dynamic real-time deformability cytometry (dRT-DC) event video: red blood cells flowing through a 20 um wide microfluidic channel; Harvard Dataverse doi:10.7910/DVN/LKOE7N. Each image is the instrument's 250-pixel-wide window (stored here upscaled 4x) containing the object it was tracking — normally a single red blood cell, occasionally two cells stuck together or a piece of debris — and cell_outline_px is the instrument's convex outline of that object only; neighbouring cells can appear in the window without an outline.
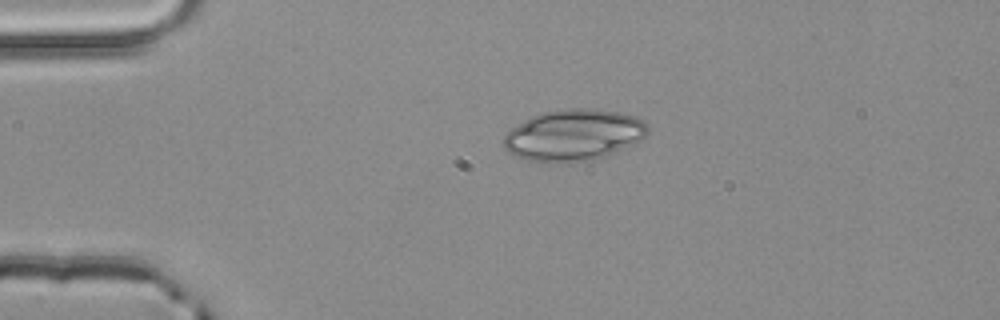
{"species": "common noctule bat (a hibernating species)", "species_latin": "Nyctalus noctula", "temperature_condition": "room temperature", "stored_images_in_passage": 3, "segment_of_instrument_passage": [2, 2], "camera_frame_rate_fps": 3000, "um_per_image_px": 0.085, "animal": {"sex": "male", "body_mass_g": 20.4}, "frame": {"image": 1, "passage_image": 3, "time_ms": 0.667, "image_size_px": [1000, 320], "cell_outline_px": [[648, 132], [640, 140], [632, 144], [604, 156], [592, 160], [572, 164], [544, 164], [528, 160], [516, 156], [508, 152], [504, 148], [504, 136], [512, 128], [524, 120], [540, 112], [564, 108], [588, 108], [616, 112], [636, 116], [644, 120], [648, 124]], "centroid_in_image_um": [48.73, 11.5], "position_along_channel_um": 36.3, "area_um2": 43.7}}